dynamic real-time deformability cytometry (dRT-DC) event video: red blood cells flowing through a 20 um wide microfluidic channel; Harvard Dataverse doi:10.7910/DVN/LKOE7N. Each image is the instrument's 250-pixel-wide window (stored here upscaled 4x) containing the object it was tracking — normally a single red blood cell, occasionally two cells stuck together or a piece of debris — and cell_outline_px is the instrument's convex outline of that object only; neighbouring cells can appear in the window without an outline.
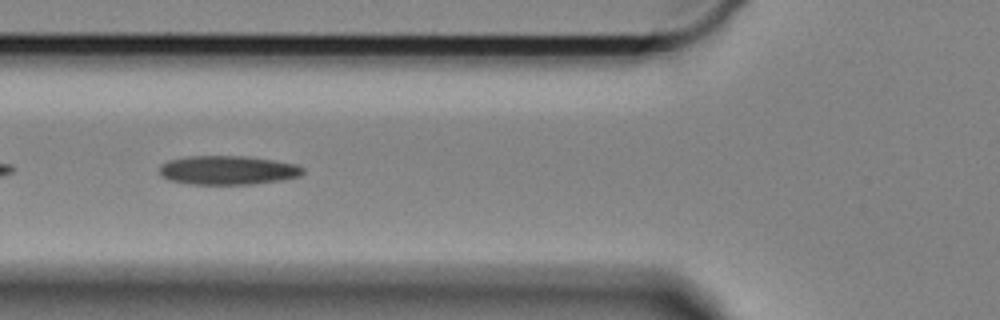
{"species": "Egyptian fruit bat (a non-hibernating species)", "species_latin": "Rousettus aegyptiacus", "temperature_condition": "cold", "stored_images_in_passage": 12, "camera_frame_rate_fps": 3000, "um_per_image_px": 0.085, "animal": {"sex": "female"}, "frame": {"image": 1, "passage_image": 6, "time_ms": 1.667, "image_size_px": [1000, 320], "cell_outline_px": [[304, 172], [300, 176], [280, 180], [252, 184], [192, 184], [168, 180], [160, 176], [160, 164], [168, 160], [188, 156], [244, 156], [272, 160], [296, 164], [304, 168]], "centroid_in_image_um": [19.33, 14.46], "position_along_channel_um": 106.5, "area_um2": 24.22}}
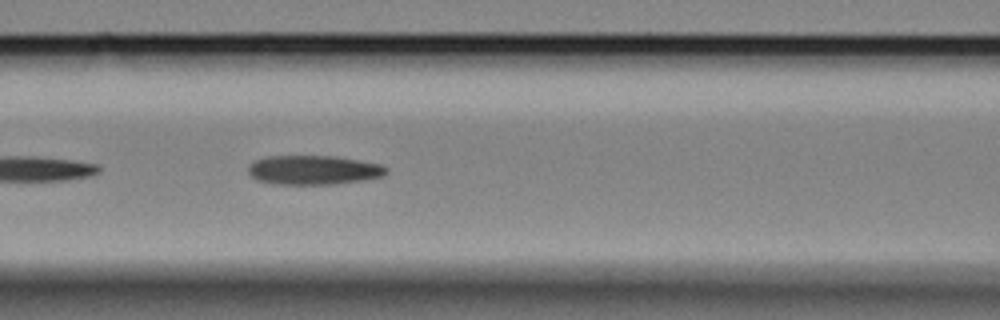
{"frame": {"image": 2, "passage_image": 9, "time_ms": 2.667, "image_size_px": [1000, 320], "cell_outline_px": [[388, 172], [384, 176], [364, 180], [332, 184], [272, 184], [256, 180], [248, 172], [248, 168], [256, 160], [264, 156], [336, 156], [384, 164], [388, 168]], "centroid_in_image_um": [26.7, 14.45], "position_along_channel_um": 139.9, "area_um2": 23.76}}